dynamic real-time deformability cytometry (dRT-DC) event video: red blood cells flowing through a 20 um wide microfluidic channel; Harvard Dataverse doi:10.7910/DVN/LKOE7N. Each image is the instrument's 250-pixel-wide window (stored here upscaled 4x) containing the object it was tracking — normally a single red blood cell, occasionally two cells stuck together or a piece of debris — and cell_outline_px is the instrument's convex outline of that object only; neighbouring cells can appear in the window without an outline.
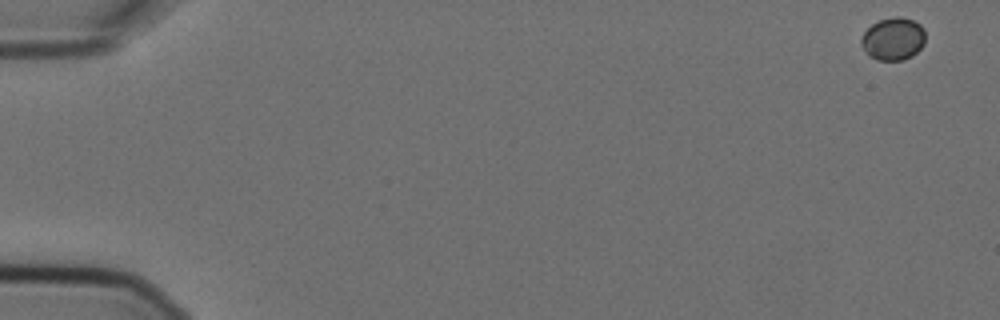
{"species": "Egyptian fruit bat (a non-hibernating species)", "species_latin": "Rousettus aegyptiacus", "temperature_condition": "cold", "stored_images_in_passage": 6, "camera_frame_rate_fps": 3000, "um_per_image_px": 0.085, "animal": {"sex": "female"}, "frame": {"image": 1, "passage_image": 1, "time_ms": 0.0, "image_size_px": [1000, 320], "cell_outline_px": [[924, 44], [912, 56], [904, 60], [876, 60], [868, 56], [860, 44], [860, 40], [864, 32], [872, 24], [880, 20], [892, 16], [900, 16], [912, 20], [920, 24], [924, 28]], "centroid_in_image_um": [75.9, 3.31], "position_along_channel_um": 9.1, "area_um2": 16.07}}
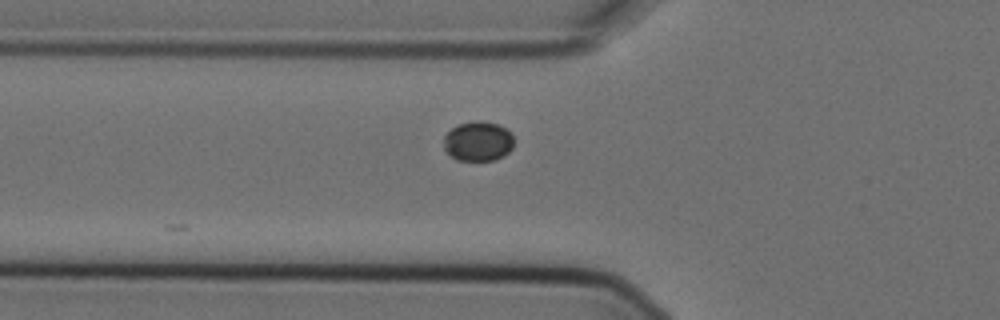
{"frame": {"image": 2, "passage_image": 6, "time_ms": 1.667, "image_size_px": [1000, 320], "cell_outline_px": [[512, 148], [504, 156], [496, 160], [456, 160], [444, 148], [444, 136], [452, 128], [460, 124], [480, 120], [496, 124], [504, 128], [512, 136]], "centroid_in_image_um": [40.63, 12.02], "position_along_channel_um": 85.2, "area_um2": 15.95}}